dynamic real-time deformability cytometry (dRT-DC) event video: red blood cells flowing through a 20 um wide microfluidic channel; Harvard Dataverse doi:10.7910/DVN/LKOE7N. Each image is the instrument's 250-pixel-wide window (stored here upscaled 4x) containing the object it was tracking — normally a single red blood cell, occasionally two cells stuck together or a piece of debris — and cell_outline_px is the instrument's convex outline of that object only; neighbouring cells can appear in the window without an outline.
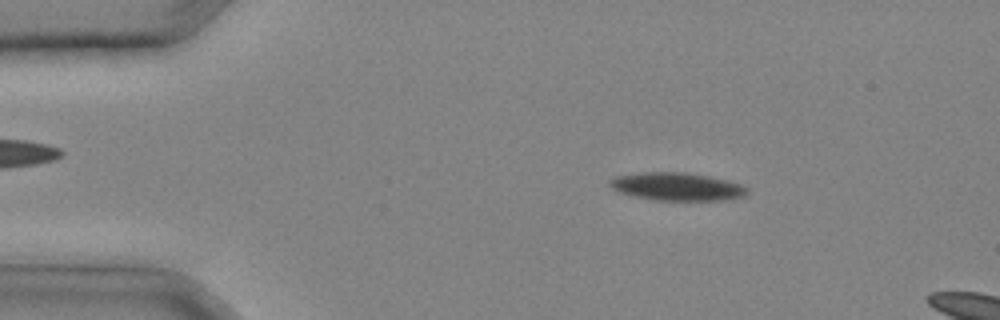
{"species": "common noctule bat (a hibernating species)", "species_latin": "Nyctalus noctula", "temperature_condition": "cold", "stored_images_in_passage": 8, "camera_frame_rate_fps": 3000, "um_per_image_px": 0.085, "animal": {"sex": "male", "body_mass_g": 20.4}, "frame": {"image": 1, "passage_image": 5, "time_ms": 1.333, "image_size_px": [1000, 320], "cell_outline_px": [[748, 192], [744, 196], [728, 200], [656, 200], [616, 192], [608, 184], [608, 180], [616, 176], [640, 172], [684, 172], [708, 176], [728, 180], [740, 184], [748, 188]], "centroid_in_image_um": [57.53, 15.86], "position_along_channel_um": 27.5, "area_um2": 22.48}}